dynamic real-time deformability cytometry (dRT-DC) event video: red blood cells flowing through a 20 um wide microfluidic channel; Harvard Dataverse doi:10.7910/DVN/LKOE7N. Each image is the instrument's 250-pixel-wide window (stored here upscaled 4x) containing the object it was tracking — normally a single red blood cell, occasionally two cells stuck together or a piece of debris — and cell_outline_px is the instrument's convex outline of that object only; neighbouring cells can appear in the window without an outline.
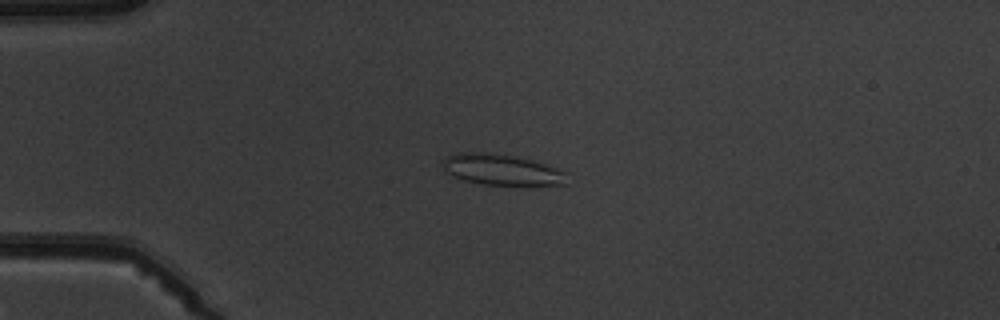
{"species": "common noctule bat (a hibernating species)", "species_latin": "Nyctalus noctula", "temperature_condition": "warm", "stored_images_in_passage": 2, "camera_frame_rate_fps": 3000, "um_per_image_px": 0.085, "animal": {"sex": "male", "body_mass_g": 19.5, "forearm_length_mm": 54.6}, "frame": {"image": 1, "passage_image": 1, "time_ms": 0.0, "image_size_px": [1000, 320], "cell_outline_px": [[568, 184], [484, 184], [464, 180], [452, 176], [444, 172], [440, 164], [440, 160], [444, 156], [456, 152], [488, 152], [512, 156], [532, 160], [568, 172]], "centroid_in_image_um": [42.55, 14.4], "position_along_channel_um": 42.5, "area_um2": 22.54}}